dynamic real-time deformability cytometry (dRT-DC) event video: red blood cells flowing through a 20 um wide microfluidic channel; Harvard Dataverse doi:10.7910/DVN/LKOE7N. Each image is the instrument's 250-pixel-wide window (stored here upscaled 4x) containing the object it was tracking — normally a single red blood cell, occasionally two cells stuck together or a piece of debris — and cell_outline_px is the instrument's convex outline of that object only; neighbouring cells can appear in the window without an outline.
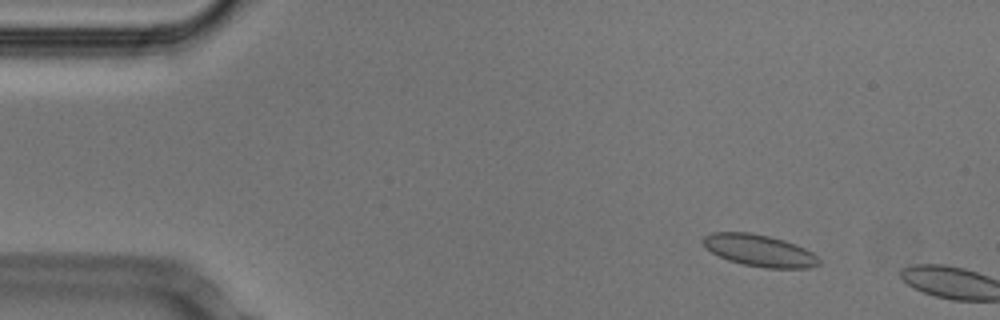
{"species": "Egyptian fruit bat (a non-hibernating species)", "species_latin": "Rousettus aegyptiacus", "temperature_condition": "cold", "stored_images_in_passage": 9, "camera_frame_rate_fps": 3000, "um_per_image_px": 0.085, "animal": {"sex": "male"}, "frame": {"image": 1, "passage_image": 7, "time_ms": 2.0, "image_size_px": [1000, 320], "cell_outline_px": [[820, 264], [812, 268], [764, 268], [744, 264], [728, 260], [704, 248], [700, 240], [704, 236], [712, 232], [748, 232], [768, 236], [784, 240], [796, 244], [812, 252], [820, 260]], "centroid_in_image_um": [64.53, 21.29], "position_along_channel_um": 20.5, "area_um2": 21.62}}